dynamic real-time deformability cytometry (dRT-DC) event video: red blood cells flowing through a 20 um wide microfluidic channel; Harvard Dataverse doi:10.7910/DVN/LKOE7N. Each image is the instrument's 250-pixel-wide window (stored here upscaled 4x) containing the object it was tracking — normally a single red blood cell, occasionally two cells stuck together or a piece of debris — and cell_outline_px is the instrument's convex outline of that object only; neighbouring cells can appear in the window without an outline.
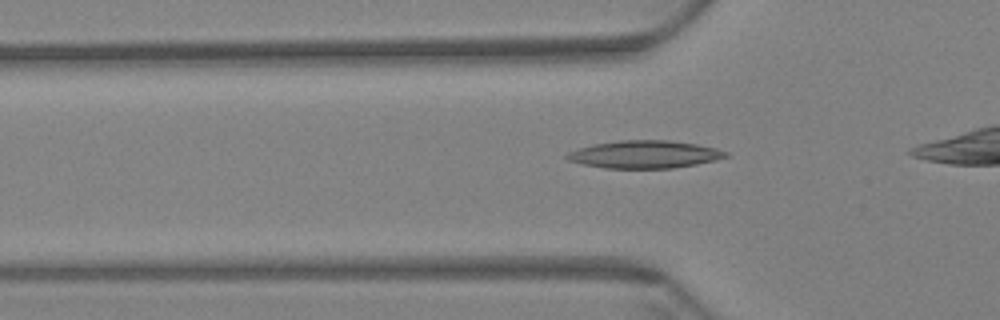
{"species": "Egyptian fruit bat (a non-hibernating species)", "species_latin": "Rousettus aegyptiacus", "temperature_condition": "warm", "stored_images_in_passage": 34, "camera_frame_rate_fps": 3000, "um_per_image_px": 0.085, "animal": {"sex": "female"}, "frame": {"image": 1, "passage_image": 5, "time_ms": 1.333, "image_size_px": [1000, 320], "cell_outline_px": [[728, 156], [696, 164], [672, 168], [604, 168], [584, 164], [568, 160], [564, 156], [568, 152], [592, 144], [620, 140], [668, 140], [696, 144], [716, 148], [728, 152]], "centroid_in_image_um": [54.76, 13.12], "position_along_channel_um": 71.0, "area_um2": 25.37}}
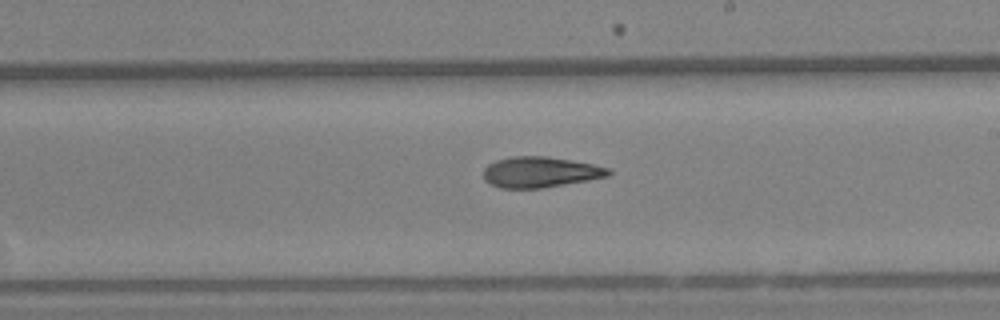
{"frame": {"image": 2, "passage_image": 20, "time_ms": 6.333, "image_size_px": [1000, 320], "cell_outline_px": [[612, 172], [608, 176], [588, 180], [540, 188], [500, 188], [484, 180], [484, 168], [488, 164], [496, 160], [512, 156], [548, 156], [572, 160], [592, 164], [608, 168]], "centroid_in_image_um": [45.9, 14.62], "position_along_channel_um": 243.1, "area_um2": 22.25}}
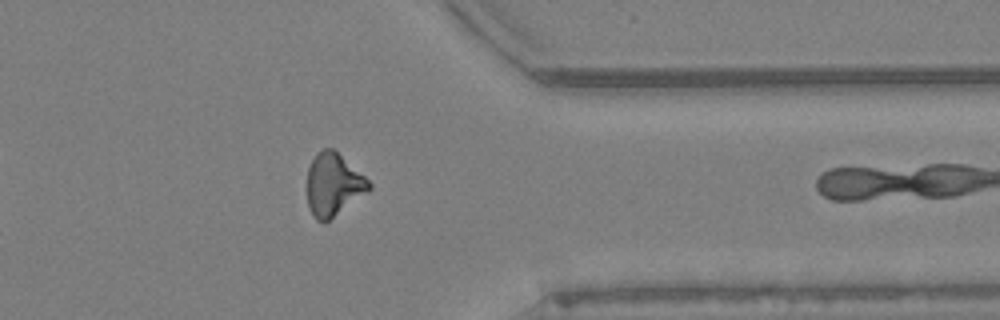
{"frame": {"image": 3, "passage_image": 33, "time_ms": 10.667, "image_size_px": [1000, 320], "cell_outline_px": [[372, 188], [368, 192], [324, 224], [316, 220], [308, 204], [308, 168], [316, 152], [320, 148], [332, 148], [364, 176], [372, 184]], "centroid_in_image_um": [28.34, 15.7], "position_along_channel_um": 383.1, "area_um2": 22.43}}